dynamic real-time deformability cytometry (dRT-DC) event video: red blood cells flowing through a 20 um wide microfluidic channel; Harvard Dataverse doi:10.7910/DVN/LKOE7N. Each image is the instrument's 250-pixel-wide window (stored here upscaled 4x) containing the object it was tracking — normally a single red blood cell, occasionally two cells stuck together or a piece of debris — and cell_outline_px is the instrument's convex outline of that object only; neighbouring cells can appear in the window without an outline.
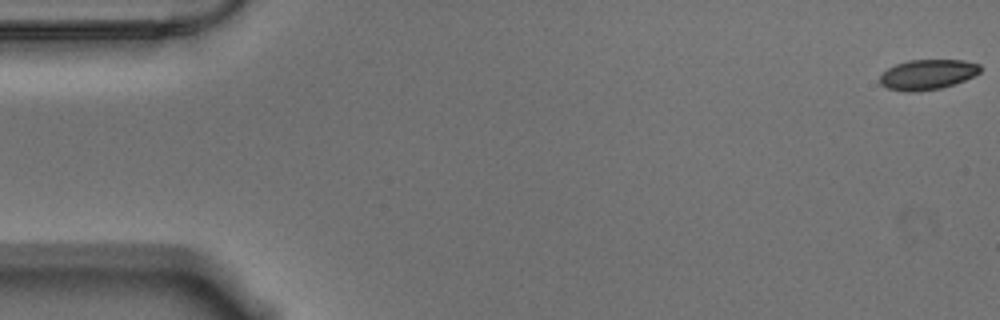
{"species": "Egyptian fruit bat (a non-hibernating species)", "species_latin": "Rousettus aegyptiacus", "temperature_condition": "warm", "stored_images_in_passage": 11, "camera_frame_rate_fps": 3000, "um_per_image_px": 0.085, "animal": {"sex": "male"}, "frame": {"image": 1, "passage_image": 1, "time_ms": 0.0, "image_size_px": [1000, 320], "cell_outline_px": [[980, 72], [956, 84], [940, 88], [912, 92], [908, 92], [888, 88], [880, 84], [880, 76], [888, 68], [896, 64], [908, 60], [964, 60], [980, 64]], "centroid_in_image_um": [78.84, 6.33], "position_along_channel_um": 6.2, "area_um2": 17.51}}